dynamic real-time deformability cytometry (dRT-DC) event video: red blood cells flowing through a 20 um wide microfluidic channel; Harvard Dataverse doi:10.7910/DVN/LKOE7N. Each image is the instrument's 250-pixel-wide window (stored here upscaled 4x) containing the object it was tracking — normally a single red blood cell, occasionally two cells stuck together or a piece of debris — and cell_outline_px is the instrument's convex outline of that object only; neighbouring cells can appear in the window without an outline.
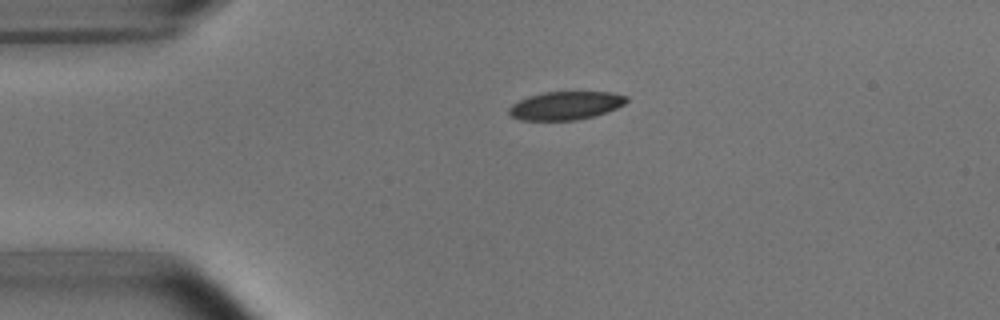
{"species": "common noctule bat (a hibernating species)", "species_latin": "Nyctalus noctula", "temperature_condition": "room temperature", "stored_images_in_passage": 3, "camera_frame_rate_fps": 3000, "um_per_image_px": 0.085, "animal": {"sex": "male", "body_mass_g": 15.6}, "frame": {"image": 1, "passage_image": 1, "time_ms": 0.0, "image_size_px": [1000, 320], "cell_outline_px": [[628, 100], [624, 104], [616, 108], [592, 116], [576, 120], [520, 120], [512, 116], [508, 112], [508, 108], [512, 104], [528, 96], [544, 92], [612, 92], [628, 96]], "centroid_in_image_um": [48.06, 8.96], "position_along_channel_um": 36.9, "area_um2": 19.25}}
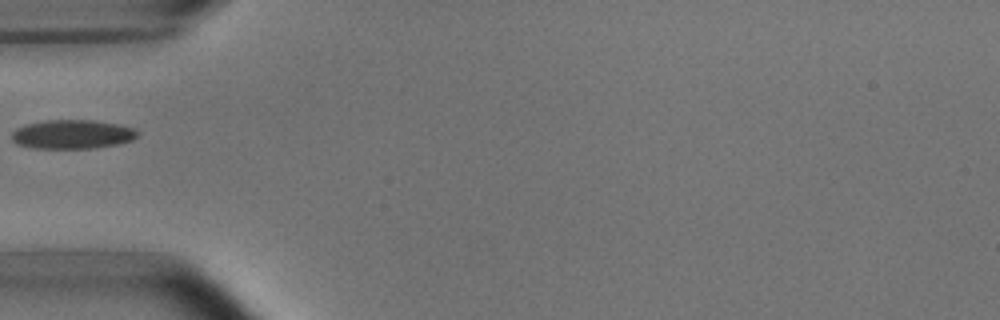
{"frame": {"image": 2, "passage_image": 3, "time_ms": 2.0, "image_size_px": [1000, 320], "cell_outline_px": [[140, 132], [132, 140], [116, 144], [92, 148], [32, 148], [16, 144], [12, 140], [12, 132], [16, 128], [24, 124], [48, 120], [92, 120], [116, 124], [136, 128]], "centroid_in_image_um": [6.12, 11.41], "position_along_channel_um": 78.9, "area_um2": 21.27}}